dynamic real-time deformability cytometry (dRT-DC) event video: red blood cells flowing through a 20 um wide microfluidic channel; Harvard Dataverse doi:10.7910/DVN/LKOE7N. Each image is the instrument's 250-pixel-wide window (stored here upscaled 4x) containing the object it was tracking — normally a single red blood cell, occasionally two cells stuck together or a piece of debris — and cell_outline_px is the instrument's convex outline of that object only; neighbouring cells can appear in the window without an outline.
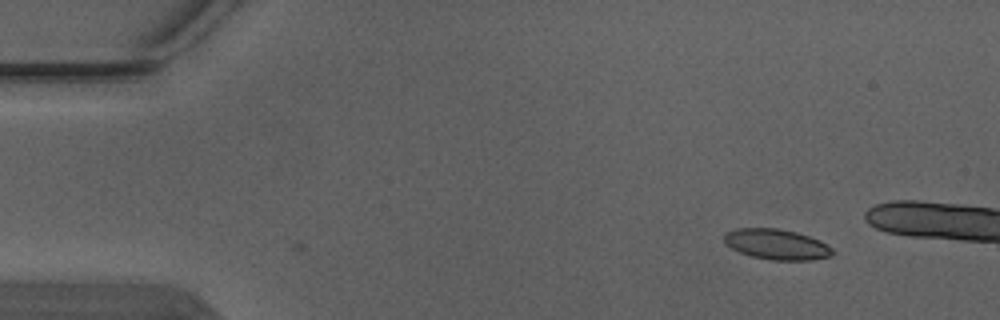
{"species": "Egyptian fruit bat (a non-hibernating species)", "species_latin": "Rousettus aegyptiacus", "temperature_condition": "warm", "stored_images_in_passage": 5, "camera_frame_rate_fps": 3000, "um_per_image_px": 0.085, "animal": {"sex": "male"}, "frame": {"image": 1, "passage_image": 2, "time_ms": 0.333, "image_size_px": [1000, 320], "cell_outline_px": [[836, 252], [832, 256], [812, 260], [772, 260], [752, 256], [740, 252], [724, 244], [724, 232], [736, 228], [780, 228], [796, 232], [820, 240], [832, 248]], "centroid_in_image_um": [66.02, 20.76], "position_along_channel_um": 19.0, "area_um2": 19.42}}